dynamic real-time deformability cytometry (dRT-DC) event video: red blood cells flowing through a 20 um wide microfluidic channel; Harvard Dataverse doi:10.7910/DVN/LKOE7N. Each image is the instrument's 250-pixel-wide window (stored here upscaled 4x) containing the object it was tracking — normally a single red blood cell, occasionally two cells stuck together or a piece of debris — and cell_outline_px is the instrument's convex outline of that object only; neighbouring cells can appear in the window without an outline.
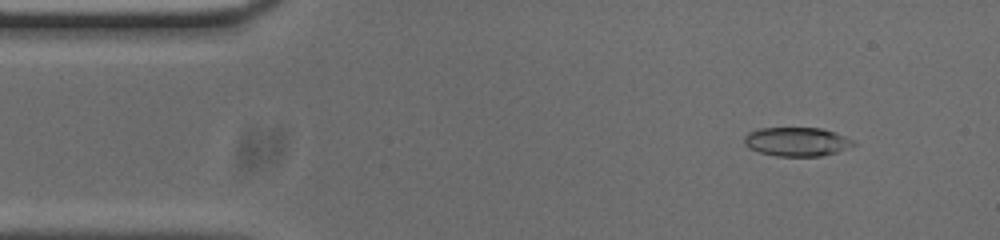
{"species": "common noctule bat (a hibernating species)", "species_latin": "Nyctalus noctula", "temperature_condition": "cold", "stored_images_in_passage": 50, "camera_frame_rate_fps": 3000, "um_per_image_px": 0.085, "animal": {"sex": "male", "body_mass_g": 20.0, "forearm_length_mm": 53.3}, "frame": {"image": 1, "passage_image": 2, "time_ms": 0.333, "image_size_px": [1000, 240], "cell_outline_px": [[856, 144], [836, 152], [820, 156], [776, 156], [760, 152], [748, 148], [744, 144], [744, 136], [748, 132], [760, 128], [820, 128], [836, 132], [852, 140]], "centroid_in_image_um": [67.69, 12.04], "position_along_channel_um": 17.3, "area_um2": 18.32}}
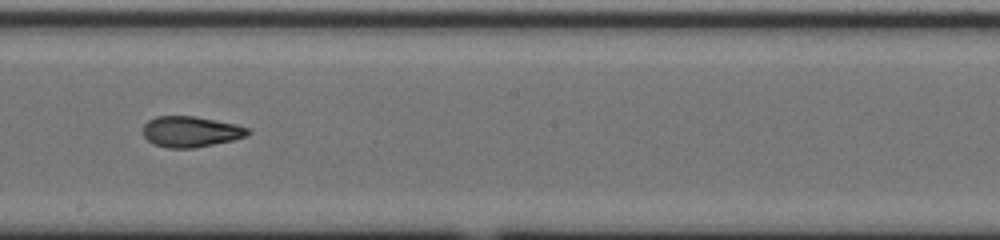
{"frame": {"image": 2, "passage_image": 25, "time_ms": 8.0, "image_size_px": [1000, 240], "cell_outline_px": [[252, 132], [248, 136], [232, 140], [192, 148], [168, 148], [152, 144], [144, 136], [144, 124], [148, 120], [156, 116], [196, 116], [236, 124], [248, 128]], "centroid_in_image_um": [16.22, 11.18], "position_along_channel_um": 232.0, "area_um2": 18.84}}
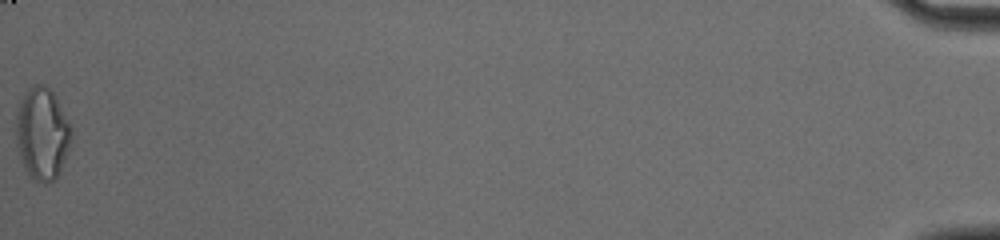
{"frame": {"image": 3, "passage_image": 50, "time_ms": 16.333, "image_size_px": [1000, 240], "cell_outline_px": [[72, 136], [60, 172], [52, 180], [44, 184], [28, 176], [20, 160], [16, 144], [16, 108], [24, 92], [28, 88], [36, 84], [44, 84], [56, 96], [72, 128]], "centroid_in_image_um": [3.56, 11.34], "position_along_channel_um": 431.6, "area_um2": 30.0}, "authors_computed_cell_mechanics": {"area_um2": 19.3919, "velocity_mm_per_s": 3.756, "shape_relaxation_time_tau1_ms": null, "shape_relaxation_time_tau2_ms": 2.5064, "deformation_change_tau1": null, "deformation_change_tau2": 0.0895}}